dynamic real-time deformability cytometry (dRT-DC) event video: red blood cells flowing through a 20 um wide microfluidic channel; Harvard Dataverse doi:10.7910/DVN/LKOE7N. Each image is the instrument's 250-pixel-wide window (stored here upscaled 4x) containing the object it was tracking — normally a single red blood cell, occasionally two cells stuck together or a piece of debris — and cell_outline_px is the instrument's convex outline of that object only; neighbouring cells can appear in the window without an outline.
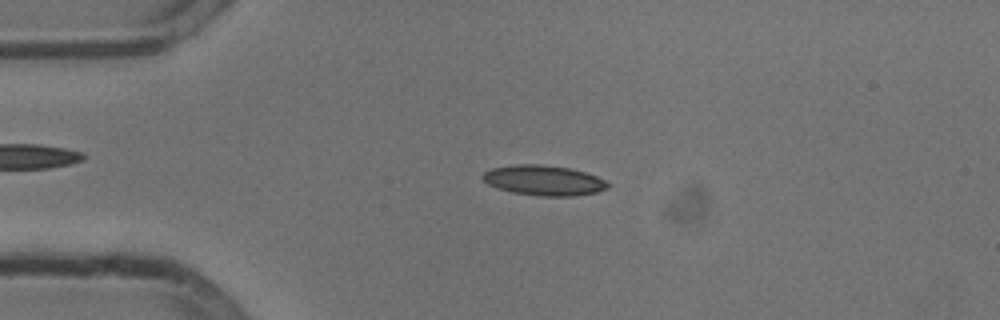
{"species": "common noctule bat (a hibernating species)", "species_latin": "Nyctalus noctula", "temperature_condition": "cold", "stored_images_in_passage": 39, "camera_frame_rate_fps": 3000, "um_per_image_px": 0.085, "animal": {"sex": "male", "body_mass_g": 13.3}, "frame": {"image": 1, "passage_image": 5, "time_ms": 1.333, "image_size_px": [1000, 320], "cell_outline_px": [[612, 184], [608, 188], [596, 192], [572, 196], [540, 196], [512, 192], [488, 184], [480, 176], [484, 172], [492, 168], [516, 164], [536, 164], [568, 168], [584, 172], [596, 176]], "centroid_in_image_um": [46.23, 15.33], "position_along_channel_um": 38.8, "area_um2": 21.79}}
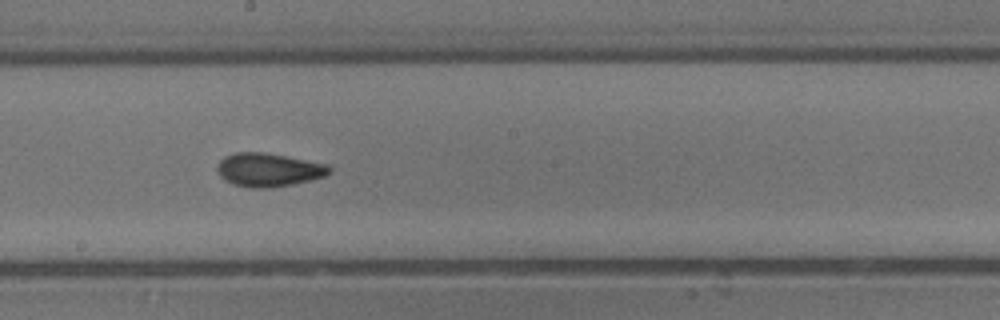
{"frame": {"image": 2, "passage_image": 22, "time_ms": 7.0, "image_size_px": [1000, 320], "cell_outline_px": [[332, 172], [324, 176], [292, 184], [272, 188], [248, 188], [232, 184], [224, 180], [220, 176], [216, 168], [220, 160], [224, 156], [236, 152], [260, 152], [284, 156], [324, 164], [332, 168]], "centroid_in_image_um": [22.76, 14.45], "position_along_channel_um": 225.4, "area_um2": 21.73}}
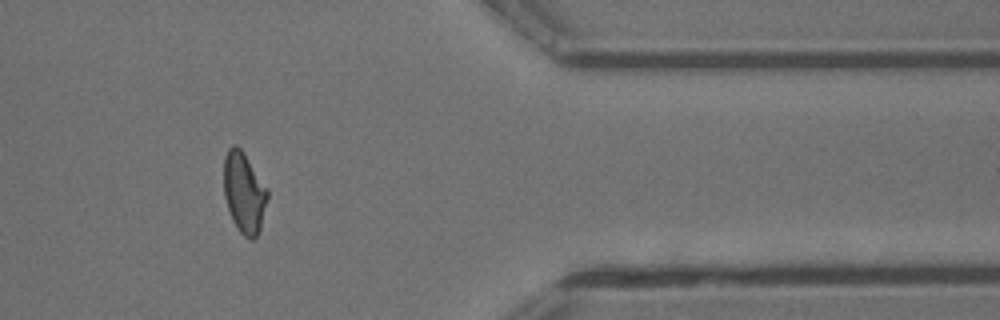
{"frame": {"image": 3, "passage_image": 37, "time_ms": 12.0, "image_size_px": [1000, 320], "cell_outline_px": [[268, 196], [260, 228], [256, 236], [252, 240], [248, 240], [240, 232], [232, 220], [224, 196], [224, 160], [228, 148], [236, 144], [244, 152], [268, 192]], "centroid_in_image_um": [20.73, 16.38], "position_along_channel_um": 390.7, "area_um2": 20.23}, "authors_computed_cell_mechanics": {"area_um2": 20.808, "velocity_mm_per_s": 3.8008, "shape_relaxation_time_tau1_ms": 11.245, "shape_relaxation_time_tau2_ms": 2.3238, "deformation_change_tau1": 0.2482, "deformation_change_tau2": 0.0895}}